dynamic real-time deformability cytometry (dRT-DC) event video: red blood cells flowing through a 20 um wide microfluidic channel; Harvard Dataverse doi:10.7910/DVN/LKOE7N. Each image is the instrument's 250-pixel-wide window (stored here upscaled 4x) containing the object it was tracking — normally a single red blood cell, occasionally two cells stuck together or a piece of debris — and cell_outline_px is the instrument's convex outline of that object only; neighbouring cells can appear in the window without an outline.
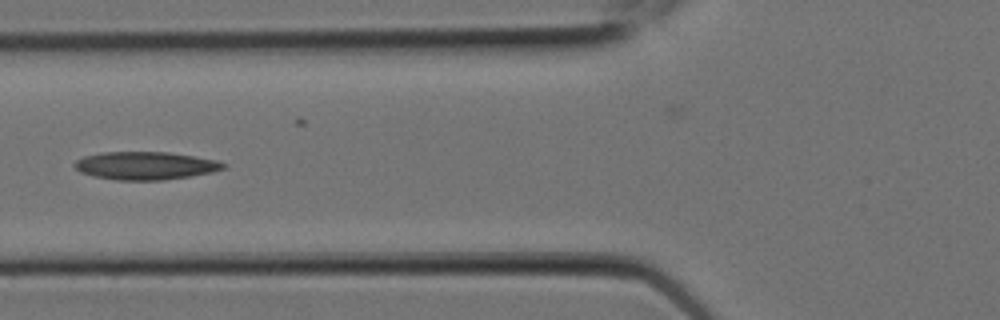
{"species": "Egyptian fruit bat (a non-hibernating species)", "species_latin": "Rousettus aegyptiacus", "temperature_condition": "room temperature", "stored_images_in_passage": 7, "camera_frame_rate_fps": 3000, "um_per_image_px": 0.085, "animal": {"sex": "female"}, "frame": {"image": 1, "passage_image": 2, "time_ms": 0.333, "image_size_px": [1000, 320], "cell_outline_px": [[216, 164], [212, 168], [196, 172], [172, 176], [108, 176], [100, 172], [100, 168], [108, 156], [176, 156]], "centroid_in_image_um": [12.91, 14.11], "position_along_channel_um": 112.9, "area_um2": 13.81}}
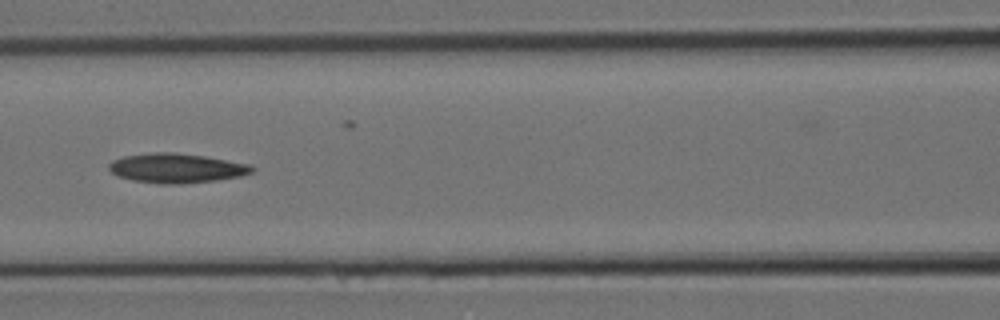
{"frame": {"image": 2, "passage_image": 3, "time_ms": 0.667, "image_size_px": [1000, 320], "cell_outline_px": [[248, 168], [240, 172], [224, 176], [192, 180], [156, 180], [132, 176], [120, 172], [116, 168], [148, 156], [184, 156], [212, 160]], "centroid_in_image_um": [15.15, 14.31], "position_along_channel_um": 151.5, "area_um2": 16.13}}
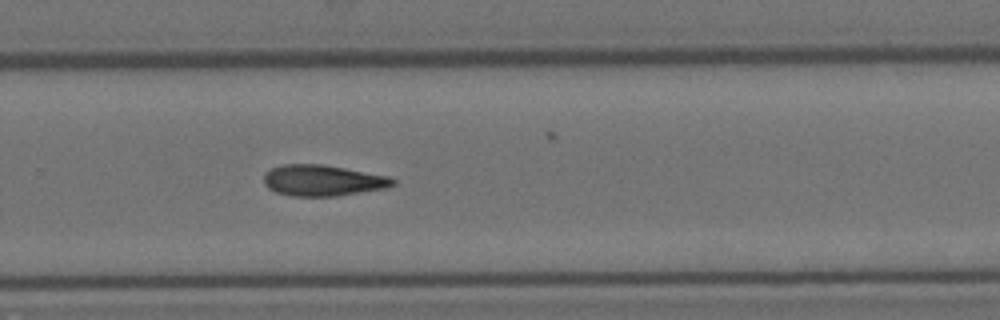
{"frame": {"image": 3, "passage_image": 7, "time_ms": 2.0, "image_size_px": [1000, 320], "cell_outline_px": [[388, 184], [340, 192], [288, 192], [276, 188], [268, 180], [292, 168], [332, 168], [352, 172], [388, 180]], "centroid_in_image_um": [27.49, 15.35], "position_along_channel_um": 302.3, "area_um2": 15.37}}